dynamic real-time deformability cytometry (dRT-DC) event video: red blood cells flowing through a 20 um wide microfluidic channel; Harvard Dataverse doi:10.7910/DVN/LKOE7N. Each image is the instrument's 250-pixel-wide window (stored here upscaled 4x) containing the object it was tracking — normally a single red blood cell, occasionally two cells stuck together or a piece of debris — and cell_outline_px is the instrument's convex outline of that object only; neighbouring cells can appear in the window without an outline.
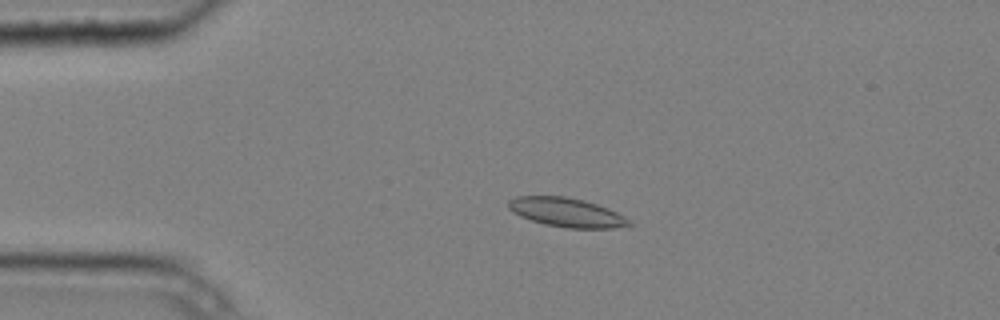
{"species": "common noctule bat (a hibernating species)", "species_latin": "Nyctalus noctula", "temperature_condition": "cold", "stored_images_in_passage": 4, "camera_frame_rate_fps": 3000, "um_per_image_px": 0.085, "animal": {"sex": "male", "body_mass_g": 20.4}, "frame": {"image": 1, "passage_image": 3, "time_ms": 0.667, "image_size_px": [1000, 320], "cell_outline_px": [[636, 224], [612, 228], [568, 228], [544, 224], [520, 216], [512, 212], [508, 208], [508, 200], [516, 196], [564, 196], [584, 200], [608, 208], [624, 216]], "centroid_in_image_um": [48.16, 18.05], "position_along_channel_um": 36.8, "area_um2": 20.46}}